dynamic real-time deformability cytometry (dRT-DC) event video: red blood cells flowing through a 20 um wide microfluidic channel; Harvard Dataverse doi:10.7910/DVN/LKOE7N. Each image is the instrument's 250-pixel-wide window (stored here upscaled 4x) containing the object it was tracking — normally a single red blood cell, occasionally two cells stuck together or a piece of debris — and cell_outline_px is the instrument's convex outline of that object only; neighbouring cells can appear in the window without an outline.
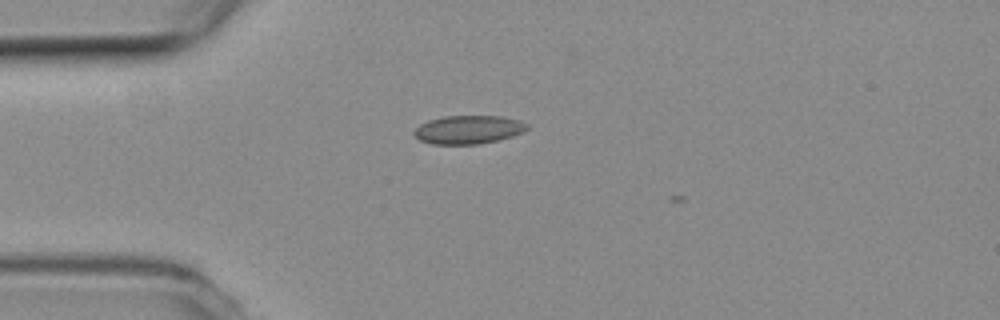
{"species": "common noctule bat (a hibernating species)", "species_latin": "Nyctalus noctula", "temperature_condition": "room temperature", "stored_images_in_passage": 3, "camera_frame_rate_fps": 3000, "um_per_image_px": 0.085, "animal": {"sex": "female", "body_mass_g": 19.3, "forearm_length_mm": 54.1}, "frame": {"image": 1, "passage_image": 2, "time_ms": 0.333, "image_size_px": [1000, 320], "cell_outline_px": [[528, 128], [524, 132], [512, 136], [496, 140], [476, 144], [432, 144], [420, 140], [412, 132], [420, 124], [428, 120], [444, 116], [504, 116], [520, 120], [528, 124]], "centroid_in_image_um": [39.82, 11.01], "position_along_channel_um": 45.2, "area_um2": 18.73}}